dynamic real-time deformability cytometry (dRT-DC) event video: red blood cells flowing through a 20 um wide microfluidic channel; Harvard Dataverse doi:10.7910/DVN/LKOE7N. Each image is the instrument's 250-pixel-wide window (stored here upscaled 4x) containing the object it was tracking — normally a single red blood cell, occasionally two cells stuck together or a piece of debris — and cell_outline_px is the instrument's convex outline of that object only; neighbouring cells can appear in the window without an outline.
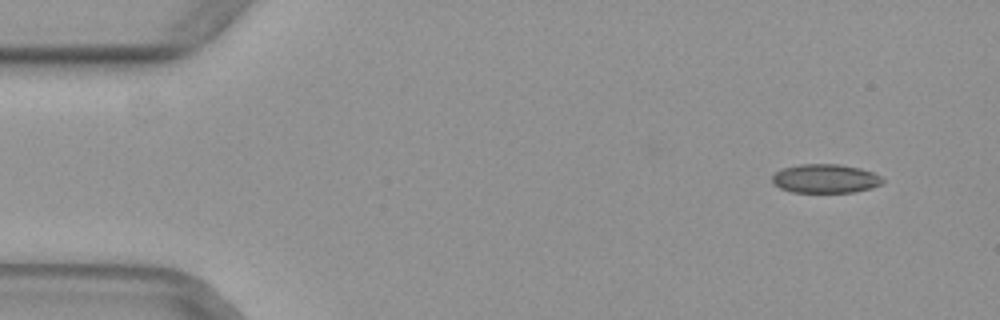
{"species": "common noctule bat (a hibernating species)", "species_latin": "Nyctalus noctula", "temperature_condition": "warm", "stored_images_in_passage": 50, "camera_frame_rate_fps": 3000, "um_per_image_px": 0.085, "animal": {"sex": "female", "body_mass_g": 29.2, "forearm_length_mm": 56.3}, "frame": {"image": 1, "passage_image": 4, "time_ms": 1.0, "image_size_px": [1000, 320], "cell_outline_px": [[884, 180], [880, 184], [868, 188], [852, 192], [792, 192], [780, 188], [772, 180], [772, 176], [776, 172], [784, 168], [800, 164], [840, 164], [860, 168], [872, 172], [880, 176]], "centroid_in_image_um": [70.14, 15.17], "position_along_channel_um": 14.9, "area_um2": 18.32}}
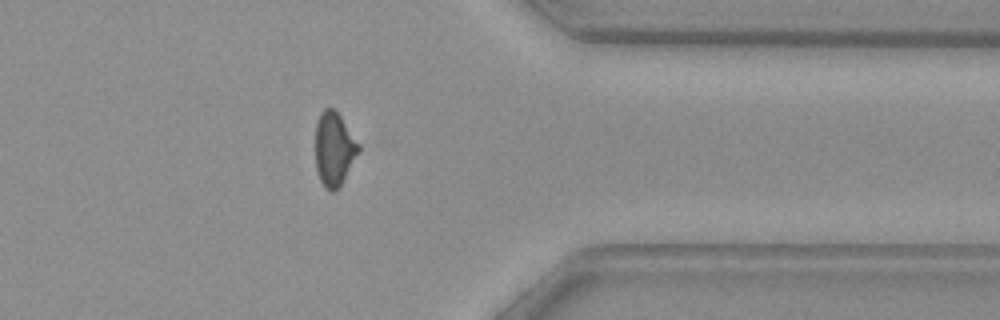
{"frame": {"image": 2, "passage_image": 40, "time_ms": 13.0, "image_size_px": [1000, 320], "cell_outline_px": [[360, 148], [340, 188], [336, 192], [332, 192], [324, 188], [320, 180], [316, 168], [316, 124], [320, 112], [324, 108], [332, 108], [340, 116], [360, 144]], "centroid_in_image_um": [28.39, 12.7], "position_along_channel_um": 383.0, "area_um2": 18.55}}
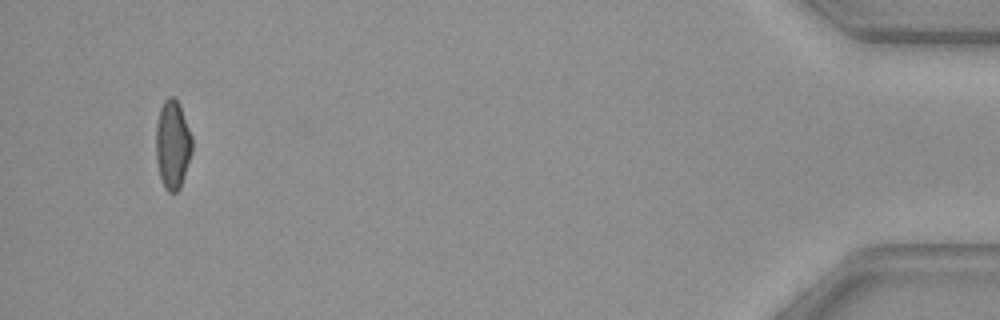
{"frame": {"image": 3, "passage_image": 48, "time_ms": 15.667, "image_size_px": [1000, 320], "cell_outline_px": [[192, 152], [180, 188], [176, 192], [168, 192], [164, 188], [160, 176], [156, 160], [156, 124], [160, 108], [164, 100], [168, 96], [172, 96], [180, 104], [192, 136]], "centroid_in_image_um": [14.67, 12.28], "position_along_channel_um": 420.5, "area_um2": 18.79}}